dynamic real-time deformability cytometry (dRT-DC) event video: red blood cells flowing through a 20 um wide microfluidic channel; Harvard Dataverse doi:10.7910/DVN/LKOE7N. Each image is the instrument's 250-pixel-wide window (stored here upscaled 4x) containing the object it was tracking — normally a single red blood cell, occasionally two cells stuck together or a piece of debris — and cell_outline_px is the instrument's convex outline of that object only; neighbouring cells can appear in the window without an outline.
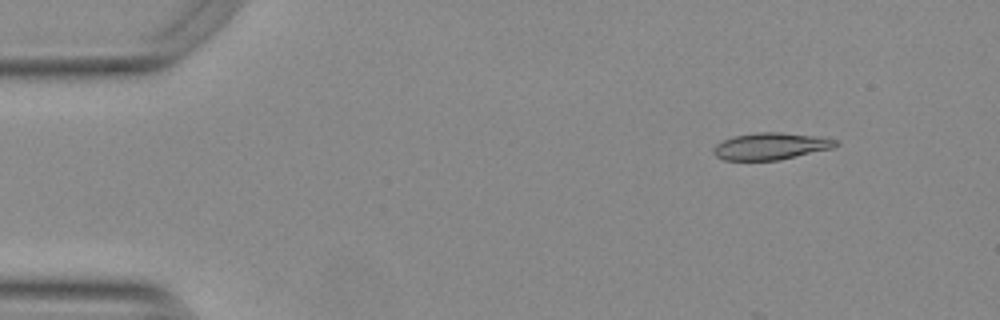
{"species": "Egyptian fruit bat (a non-hibernating species)", "species_latin": "Rousettus aegyptiacus", "temperature_condition": "warm", "stored_images_in_passage": 20, "camera_frame_rate_fps": 3000, "um_per_image_px": 0.085, "animal": {"sex": "female"}, "frame": {"image": 1, "passage_image": 5, "time_ms": 1.333, "image_size_px": [1000, 320], "cell_outline_px": [[840, 144], [832, 148], [780, 160], [724, 160], [716, 156], [712, 152], [712, 148], [716, 144], [732, 136], [756, 132], [780, 132], [816, 136], [836, 140]], "centroid_in_image_um": [65.48, 12.42], "position_along_channel_um": 19.5, "area_um2": 19.19}}